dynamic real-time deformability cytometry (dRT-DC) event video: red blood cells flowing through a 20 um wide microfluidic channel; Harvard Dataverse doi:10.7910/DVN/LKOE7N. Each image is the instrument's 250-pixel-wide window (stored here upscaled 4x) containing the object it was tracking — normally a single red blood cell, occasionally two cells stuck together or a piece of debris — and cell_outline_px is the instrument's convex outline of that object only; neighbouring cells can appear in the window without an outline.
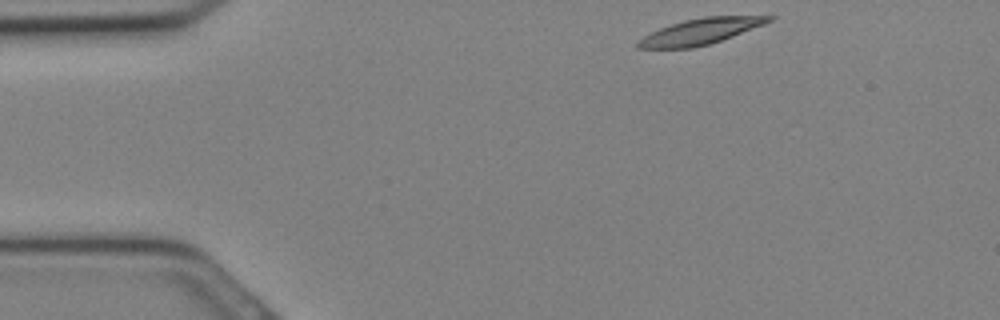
{"species": "Egyptian fruit bat (a non-hibernating species)", "species_latin": "Rousettus aegyptiacus", "temperature_condition": "cold", "stored_images_in_passage": 12, "camera_frame_rate_fps": 3000, "um_per_image_px": 0.085, "animal": {"sex": "female"}, "frame": {"image": 1, "passage_image": 1, "time_ms": 0.0, "image_size_px": [1000, 320], "cell_outline_px": [[776, 16], [772, 20], [764, 24], [732, 36], [708, 44], [692, 48], [636, 48], [636, 44], [644, 36], [660, 28], [684, 20], [704, 16]], "centroid_in_image_um": [59.53, 2.67], "position_along_channel_um": 25.5, "area_um2": 19.31}}
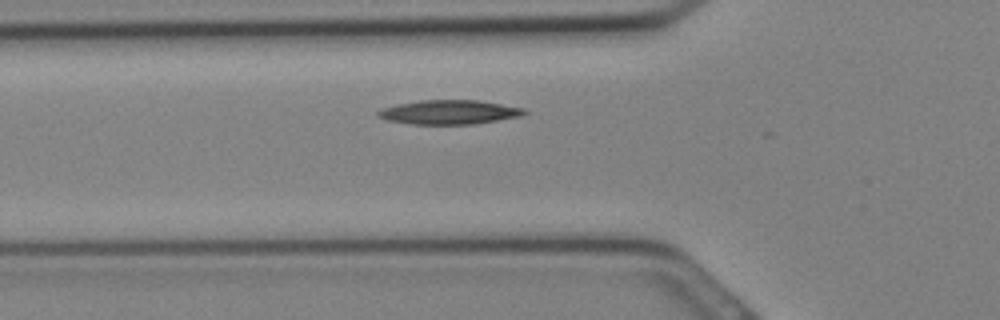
{"frame": {"image": 2, "passage_image": 7, "time_ms": 2.0, "image_size_px": [1000, 320], "cell_outline_px": [[528, 112], [520, 116], [472, 124], [412, 124], [388, 120], [376, 116], [376, 112], [380, 108], [396, 104], [420, 100], [476, 100], [524, 108]], "centroid_in_image_um": [38.11, 9.53], "position_along_channel_um": 87.7, "area_um2": 20.52}}
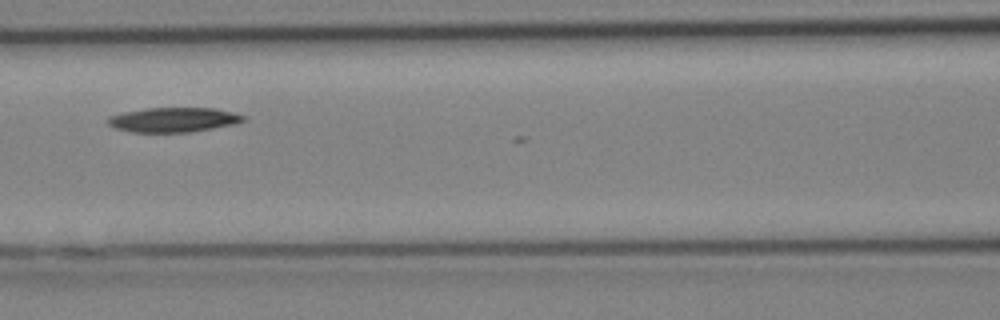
{"frame": {"image": 3, "passage_image": 10, "time_ms": 3.0, "image_size_px": [1000, 320], "cell_outline_px": [[248, 120], [236, 124], [192, 132], [132, 132], [116, 128], [108, 124], [108, 116], [124, 112], [148, 108], [216, 108], [232, 112], [244, 116]], "centroid_in_image_um": [14.79, 10.18], "position_along_channel_um": 151.8, "area_um2": 19.48}}